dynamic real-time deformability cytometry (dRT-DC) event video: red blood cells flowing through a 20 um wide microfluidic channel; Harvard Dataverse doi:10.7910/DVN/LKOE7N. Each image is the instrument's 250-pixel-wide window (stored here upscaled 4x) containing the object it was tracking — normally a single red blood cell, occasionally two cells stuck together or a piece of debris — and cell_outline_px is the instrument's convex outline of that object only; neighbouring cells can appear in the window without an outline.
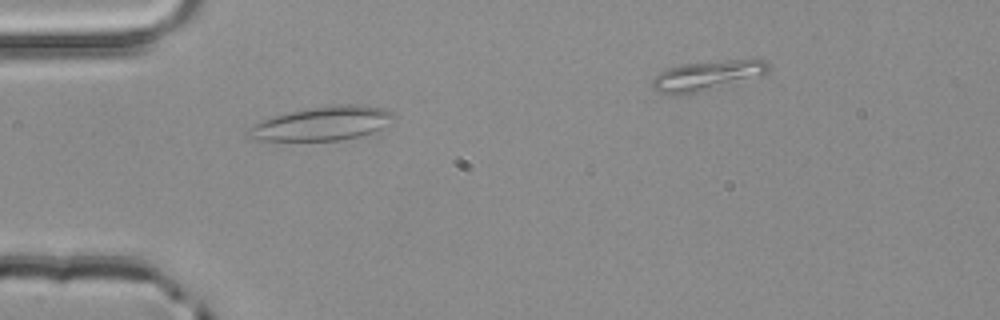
{"species": "common noctule bat (a hibernating species)", "species_latin": "Nyctalus noctula", "temperature_condition": "room temperature", "stored_images_in_passage": 4, "segment_of_instrument_passage": [1, 2], "camera_frame_rate_fps": 3000, "um_per_image_px": 0.085, "animal": {"sex": "male", "body_mass_g": 20.4}, "frame": {"image": 1, "passage_image": 3, "time_ms": 0.667, "image_size_px": [1000, 320], "cell_outline_px": [[396, 116], [380, 128], [372, 132], [360, 136], [340, 140], [260, 140], [248, 136], [244, 132], [260, 120], [272, 116], [308, 108], [340, 104], [360, 104], [384, 108], [396, 112]], "centroid_in_image_um": [27.4, 10.48], "position_along_channel_um": 57.6, "area_um2": 28.55}}